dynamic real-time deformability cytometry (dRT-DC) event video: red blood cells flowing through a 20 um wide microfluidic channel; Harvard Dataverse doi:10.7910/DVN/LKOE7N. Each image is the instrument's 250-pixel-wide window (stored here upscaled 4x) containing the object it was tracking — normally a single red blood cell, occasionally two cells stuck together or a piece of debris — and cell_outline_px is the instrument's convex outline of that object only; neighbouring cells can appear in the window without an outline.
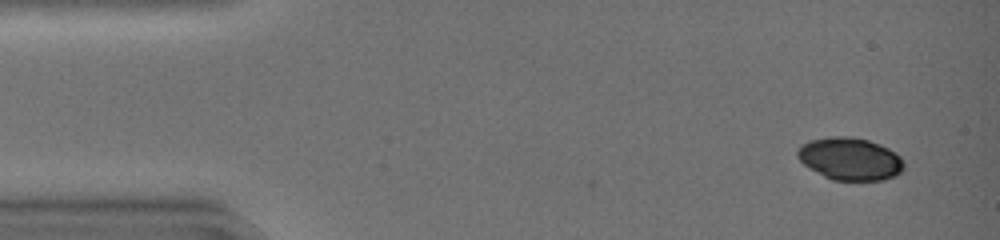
{"species": "common noctule bat (a hibernating species)", "species_latin": "Nyctalus noctula", "temperature_condition": "warm", "stored_images_in_passage": 28, "camera_frame_rate_fps": 3000, "um_per_image_px": 0.085, "animal": {"sex": "female", "body_mass_g": 19.0, "forearm_length_mm": 51.5}, "frame": {"image": 1, "passage_image": 1, "time_ms": 0.0, "image_size_px": [1000, 240], "cell_outline_px": [[904, 168], [896, 176], [884, 180], [832, 180], [808, 168], [796, 156], [796, 152], [808, 140], [832, 136], [848, 136], [868, 140], [880, 144], [896, 152], [900, 156], [904, 164]], "centroid_in_image_um": [72.26, 13.5], "position_along_channel_um": 12.7, "area_um2": 26.47}}
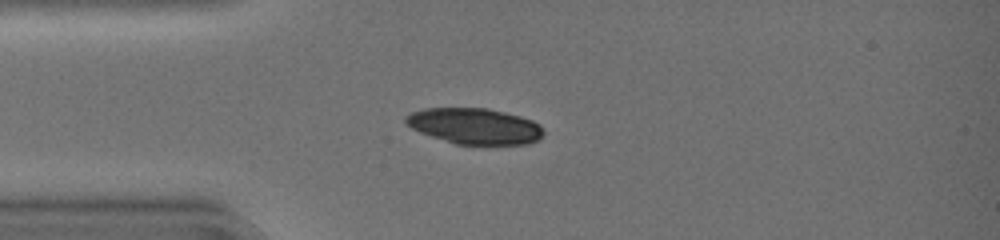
{"frame": {"image": 2, "passage_image": 10, "time_ms": 3.0, "image_size_px": [1000, 240], "cell_outline_px": [[544, 132], [540, 140], [528, 144], [456, 144], [420, 132], [404, 124], [404, 116], [412, 112], [424, 108], [488, 108], [520, 116], [532, 120], [540, 124]], "centroid_in_image_um": [40.35, 10.71], "position_along_channel_um": 44.7, "area_um2": 28.9}}
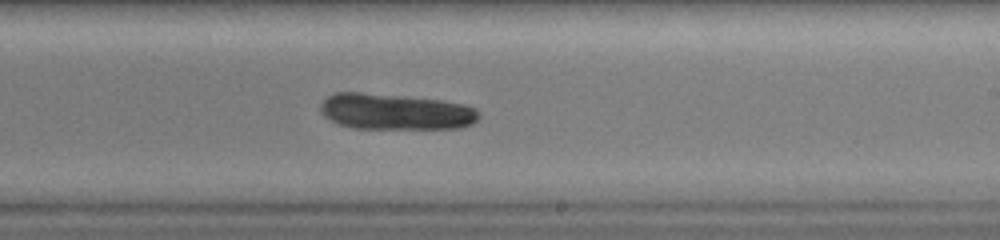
{"frame": {"image": 3, "passage_image": 26, "time_ms": 8.333, "image_size_px": [1000, 240], "cell_outline_px": [[480, 116], [472, 124], [460, 128], [352, 128], [340, 124], [324, 116], [320, 112], [320, 104], [328, 96], [336, 92], [360, 92], [404, 96], [440, 100], [464, 104], [476, 108], [480, 112]], "centroid_in_image_um": [33.63, 9.49], "position_along_channel_um": 255.4, "area_um2": 33.23}}